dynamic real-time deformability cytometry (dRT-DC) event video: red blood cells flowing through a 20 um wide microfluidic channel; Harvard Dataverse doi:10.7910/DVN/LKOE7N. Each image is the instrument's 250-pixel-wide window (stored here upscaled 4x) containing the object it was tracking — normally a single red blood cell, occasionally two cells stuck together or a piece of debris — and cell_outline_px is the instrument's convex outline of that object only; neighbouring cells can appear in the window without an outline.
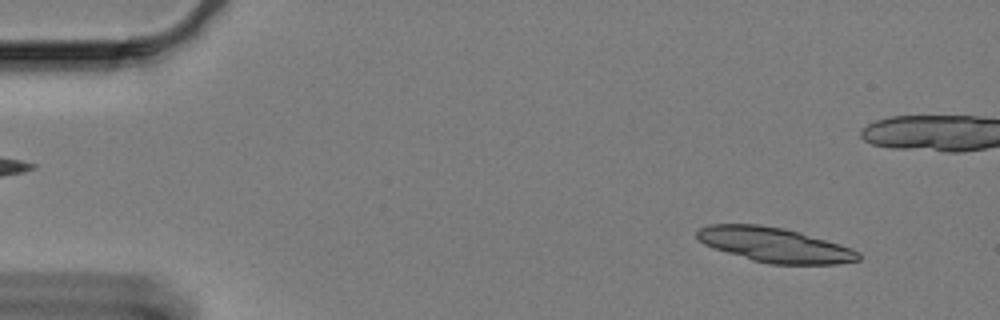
{"species": "Egyptian fruit bat (a non-hibernating species)", "species_latin": "Rousettus aegyptiacus", "temperature_condition": "cold", "stored_images_in_passage": 50, "camera_frame_rate_fps": 3000, "um_per_image_px": 0.085, "animal": {"sex": "female"}, "frame": {"image": 1, "passage_image": 5, "time_ms": 1.333, "image_size_px": [1000, 320], "cell_outline_px": [[860, 260], [836, 264], [768, 264], [752, 260], [712, 248], [704, 244], [696, 236], [696, 232], [700, 228], [708, 224], [760, 224], [784, 228], [800, 232], [840, 244], [852, 248], [860, 252]], "centroid_in_image_um": [65.84, 20.81], "position_along_channel_um": 19.2, "area_um2": 32.71}}
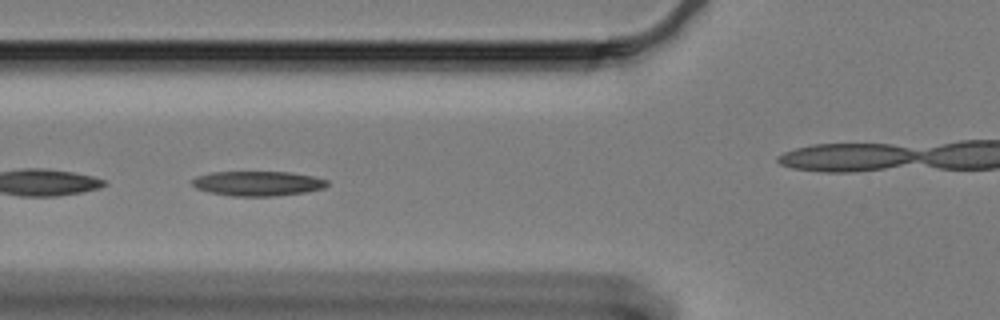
{"frame": {"image": 2, "passage_image": 22, "time_ms": 7.0, "image_size_px": [1000, 320], "cell_outline_px": [[328, 184], [324, 188], [308, 192], [276, 196], [232, 196], [208, 192], [196, 188], [192, 184], [192, 180], [196, 176], [212, 172], [288, 172], [312, 176], [328, 180]], "centroid_in_image_um": [21.91, 15.6], "position_along_channel_um": 103.9, "area_um2": 19.54}, "authors_computed_cell_mechanics": {"area_um2": 19.9699, "velocity_mm_per_s": 3.2597, "shape_relaxation_time_tau1_ms": null, "shape_relaxation_time_tau2_ms": 7.6282, "deformation_change_tau1": null, "deformation_change_tau2": 0.1437}}